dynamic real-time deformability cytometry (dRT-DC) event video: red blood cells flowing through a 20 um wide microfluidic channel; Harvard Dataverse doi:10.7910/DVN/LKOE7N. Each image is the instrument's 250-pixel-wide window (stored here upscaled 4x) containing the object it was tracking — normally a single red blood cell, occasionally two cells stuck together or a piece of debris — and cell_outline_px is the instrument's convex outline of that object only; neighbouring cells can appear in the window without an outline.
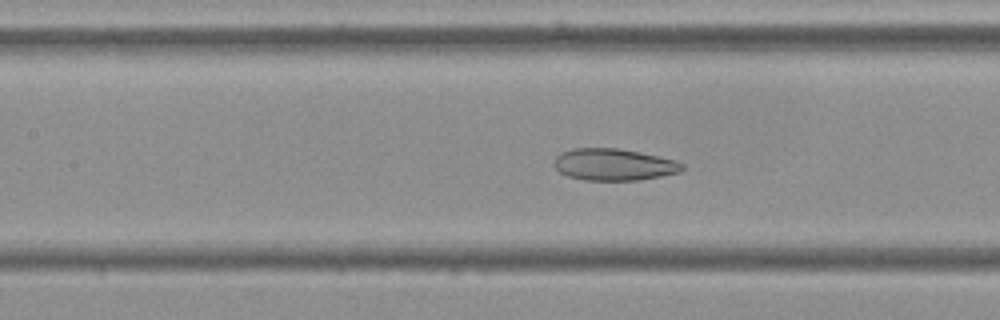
{"species": "Egyptian fruit bat (a non-hibernating species)", "species_latin": "Rousettus aegyptiacus", "temperature_condition": "cold", "stored_images_in_passage": 55, "camera_frame_rate_fps": 3000, "um_per_image_px": 0.085, "frame": {"image": 1, "passage_image": 24, "time_ms": 7.667, "image_size_px": [1000, 320], "cell_outline_px": [[684, 168], [680, 172], [640, 180], [584, 180], [568, 176], [560, 172], [552, 164], [556, 156], [560, 152], [572, 148], [616, 148], [640, 152], [676, 160], [684, 164]], "centroid_in_image_um": [52.16, 13.98], "position_along_channel_um": 155.2, "area_um2": 23.87}}
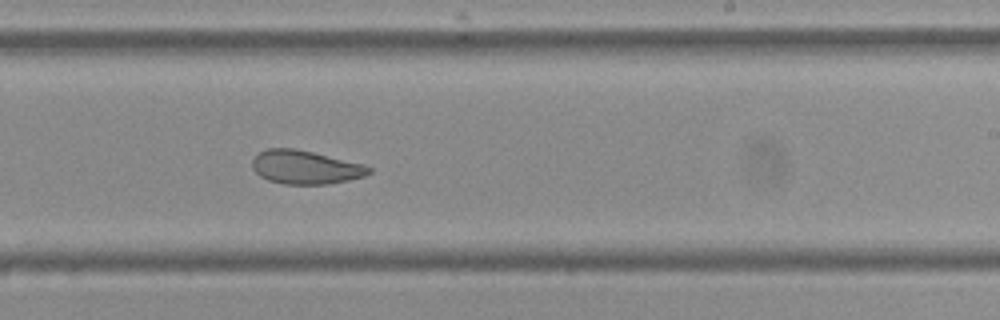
{"frame": {"image": 2, "passage_image": 33, "time_ms": 10.667, "image_size_px": [1000, 320], "cell_outline_px": [[372, 172], [364, 176], [348, 180], [328, 184], [284, 184], [268, 180], [260, 176], [252, 168], [252, 160], [260, 152], [268, 148], [296, 148], [364, 164], [372, 168]], "centroid_in_image_um": [25.97, 14.21], "position_along_channel_um": 263.0, "area_um2": 22.83}}
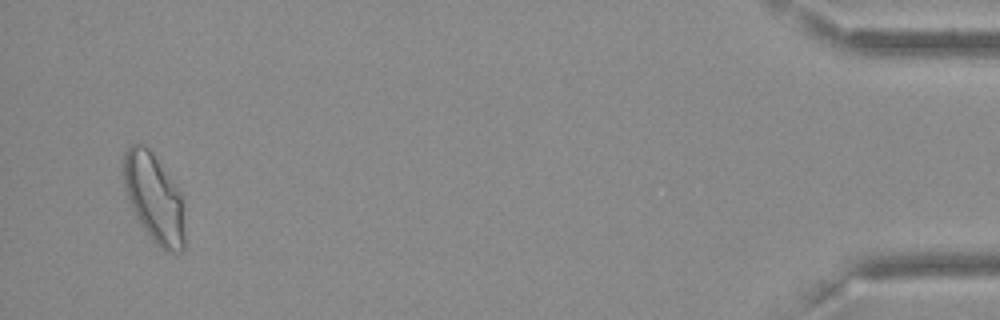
{"frame": {"image": 3, "passage_image": 53, "time_ms": 17.333, "image_size_px": [1000, 320], "cell_outline_px": [[184, 252], [164, 252], [152, 240], [128, 204], [120, 172], [124, 152], [128, 144], [144, 144], [152, 152], [180, 192], [184, 236]], "centroid_in_image_um": [13.02, 16.81], "position_along_channel_um": 422.2, "area_um2": 31.96}, "authors_computed_cell_mechanics": {"area_um2": 27.166, "velocity_mm_per_s": 3.6026, "shape_relaxation_time_tau1_ms": null, "shape_relaxation_time_tau2_ms": 2.4382, "deformation_change_tau1": null, "deformation_change_tau2": 0.0875}}